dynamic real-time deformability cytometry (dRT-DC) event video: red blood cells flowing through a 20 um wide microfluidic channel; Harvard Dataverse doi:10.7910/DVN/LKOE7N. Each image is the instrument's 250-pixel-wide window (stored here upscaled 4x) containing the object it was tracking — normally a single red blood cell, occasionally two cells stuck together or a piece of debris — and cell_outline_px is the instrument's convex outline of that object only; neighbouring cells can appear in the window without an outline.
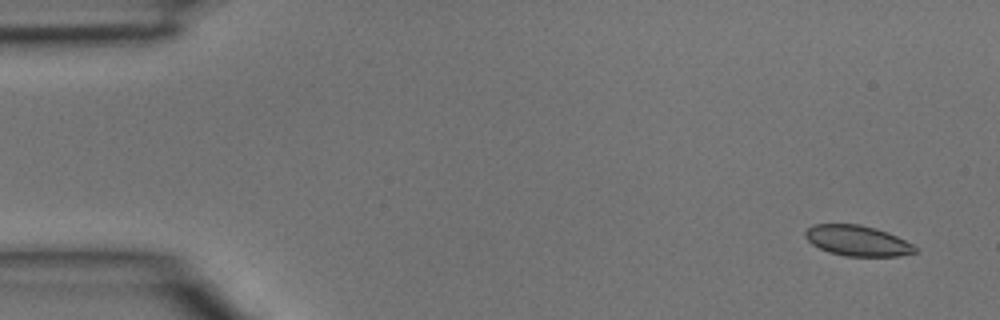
{"species": "common noctule bat (a hibernating species)", "species_latin": "Nyctalus noctula", "temperature_condition": "room temperature", "stored_images_in_passage": 5, "camera_frame_rate_fps": 3000, "um_per_image_px": 0.085, "animal": {"sex": "male", "body_mass_g": 15.6}, "frame": {"image": 1, "passage_image": 1, "time_ms": 0.0, "image_size_px": [1000, 320], "cell_outline_px": [[916, 252], [900, 256], [844, 256], [828, 252], [812, 244], [804, 236], [804, 232], [812, 224], [860, 224], [876, 228], [888, 232], [912, 244], [916, 248]], "centroid_in_image_um": [72.85, 20.45], "position_along_channel_um": 12.1, "area_um2": 19.54}}
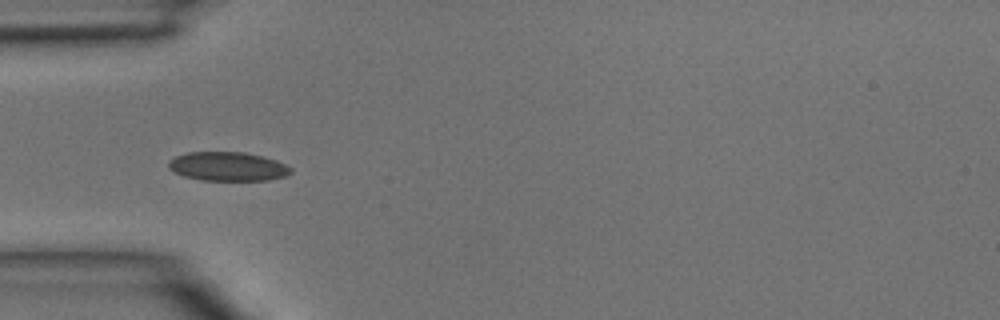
{"frame": {"image": 2, "passage_image": 4, "time_ms": 1.0, "image_size_px": [1000, 320], "cell_outline_px": [[292, 172], [284, 176], [268, 180], [200, 180], [184, 176], [168, 168], [168, 160], [176, 156], [188, 152], [244, 152], [264, 156], [276, 160], [292, 168]], "centroid_in_image_um": [19.36, 14.14], "position_along_channel_um": 65.6, "area_um2": 20.63}}